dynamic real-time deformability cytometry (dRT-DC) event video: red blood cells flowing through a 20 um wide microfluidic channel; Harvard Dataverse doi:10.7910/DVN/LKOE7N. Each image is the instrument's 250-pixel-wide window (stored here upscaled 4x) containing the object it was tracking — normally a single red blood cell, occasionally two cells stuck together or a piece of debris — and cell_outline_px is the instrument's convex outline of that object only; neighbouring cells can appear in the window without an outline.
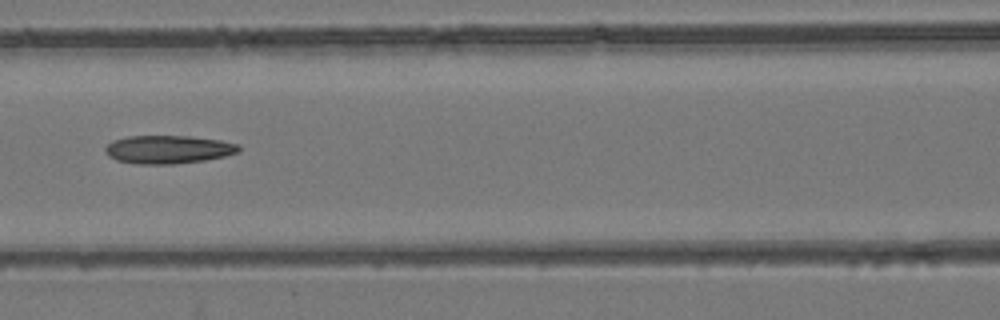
{"species": "common noctule bat (a hibernating species)", "species_latin": "Nyctalus noctula", "temperature_condition": "room temperature", "stored_images_in_passage": 6, "camera_frame_rate_fps": 3000, "um_per_image_px": 0.085, "animal": {"sex": "female", "body_mass_g": 24.6, "forearm_length_mm": 56.2}, "frame": {"image": 1, "passage_image": 6, "time_ms": 6.667, "image_size_px": [1000, 320], "cell_outline_px": [[240, 152], [224, 156], [204, 160], [172, 164], [136, 164], [116, 160], [108, 156], [104, 152], [104, 148], [112, 140], [128, 136], [188, 136], [220, 140], [240, 144]], "centroid_in_image_um": [14.28, 12.7], "position_along_channel_um": 152.3, "area_um2": 22.08}}